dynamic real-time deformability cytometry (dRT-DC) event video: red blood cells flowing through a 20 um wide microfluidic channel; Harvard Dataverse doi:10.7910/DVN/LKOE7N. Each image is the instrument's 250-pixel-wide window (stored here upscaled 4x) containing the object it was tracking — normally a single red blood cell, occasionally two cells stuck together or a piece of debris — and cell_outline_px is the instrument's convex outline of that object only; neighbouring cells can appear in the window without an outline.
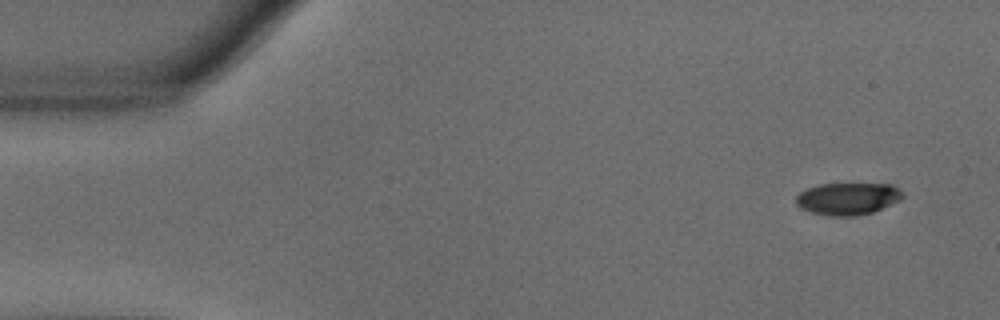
{"species": "common noctule bat (a hibernating species)", "species_latin": "Nyctalus noctula", "temperature_condition": "warm", "stored_images_in_passage": 53, "camera_frame_rate_fps": 3000, "um_per_image_px": 0.085, "animal": {"sex": "male", "body_mass_g": 18.8}, "frame": {"image": 1, "passage_image": 1, "time_ms": 0.0, "image_size_px": [1000, 320], "cell_outline_px": [[904, 196], [900, 200], [872, 212], [856, 216], [832, 216], [812, 212], [800, 208], [796, 204], [796, 196], [800, 192], [808, 188], [820, 184], [892, 184]], "centroid_in_image_um": [72.03, 16.89], "position_along_channel_um": 13.0, "area_um2": 19.77}}
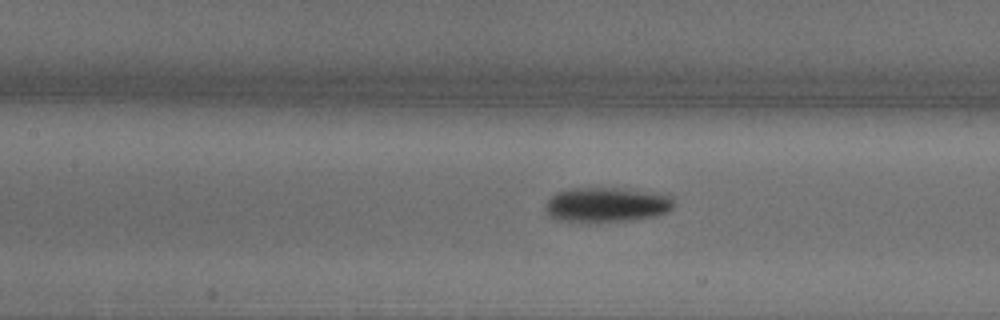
{"frame": {"image": 2, "passage_image": 22, "time_ms": 7.0, "image_size_px": [1000, 320], "cell_outline_px": [[672, 208], [668, 212], [656, 216], [632, 220], [556, 220], [548, 216], [544, 208], [548, 200], [556, 192], [572, 188], [632, 188], [668, 192], [672, 196]], "centroid_in_image_um": [51.65, 17.35], "position_along_channel_um": 155.7, "area_um2": 26.24}}
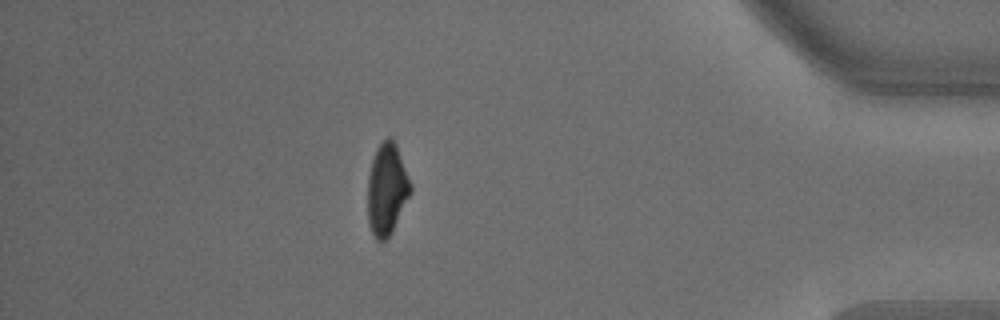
{"frame": {"image": 3, "passage_image": 46, "time_ms": 15.0, "image_size_px": [1000, 320], "cell_outline_px": [[412, 192], [392, 232], [384, 240], [376, 240], [368, 224], [368, 176], [372, 160], [376, 148], [388, 136], [396, 144], [412, 184]], "centroid_in_image_um": [32.89, 16.09], "position_along_channel_um": 402.3, "area_um2": 22.89}, "authors_computed_cell_mechanics": {"area_um2": 23.4668, "velocity_mm_per_s": 3.6219, "shape_relaxation_time_tau1_ms": 3.1702, "shape_relaxation_time_tau2_ms": null, "deformation_change_tau1": 0.1623, "deformation_change_tau2": null}}